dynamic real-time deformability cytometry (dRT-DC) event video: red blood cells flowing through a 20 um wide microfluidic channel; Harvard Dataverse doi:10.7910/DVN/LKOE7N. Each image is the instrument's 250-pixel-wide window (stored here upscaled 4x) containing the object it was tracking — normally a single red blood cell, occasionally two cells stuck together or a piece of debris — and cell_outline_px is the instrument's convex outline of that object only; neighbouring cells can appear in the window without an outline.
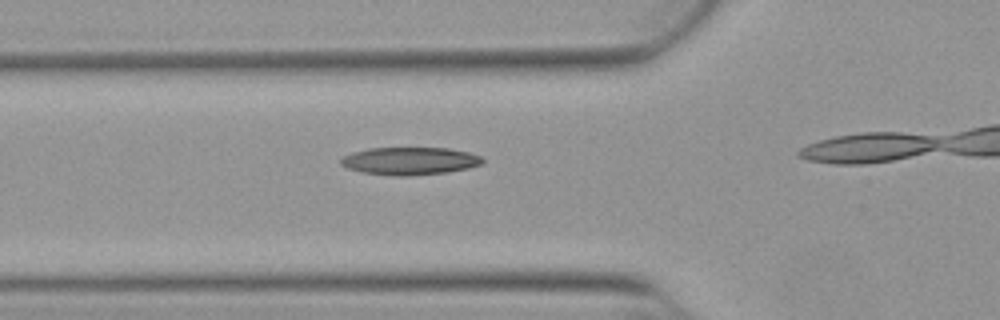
{"species": "Egyptian fruit bat (a non-hibernating species)", "species_latin": "Rousettus aegyptiacus", "temperature_condition": "warm", "stored_images_in_passage": 6, "camera_frame_rate_fps": 3000, "um_per_image_px": 0.085, "animal": {"sex": "female"}, "frame": {"image": 1, "passage_image": 2, "time_ms": 0.333, "image_size_px": [1000, 320], "cell_outline_px": [[484, 160], [480, 164], [468, 168], [444, 172], [408, 176], [400, 176], [364, 172], [348, 168], [340, 164], [340, 160], [344, 156], [352, 152], [368, 148], [448, 148], [468, 152], [480, 156]], "centroid_in_image_um": [34.82, 13.67], "position_along_channel_um": 91.0, "area_um2": 22.54}}
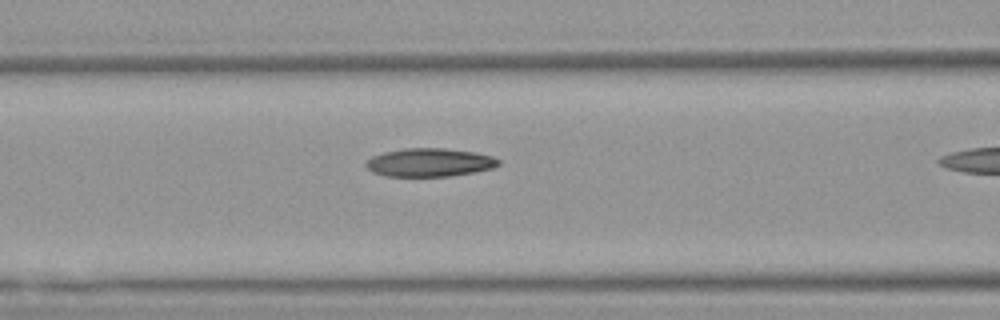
{"frame": {"image": 2, "passage_image": 5, "time_ms": 1.333, "image_size_px": [1000, 320], "cell_outline_px": [[500, 164], [492, 168], [472, 172], [448, 176], [384, 176], [372, 172], [364, 164], [372, 156], [384, 152], [404, 148], [444, 148], [472, 152], [492, 156], [500, 160]], "centroid_in_image_um": [36.48, 13.8], "position_along_channel_um": 130.1, "area_um2": 21.73}}